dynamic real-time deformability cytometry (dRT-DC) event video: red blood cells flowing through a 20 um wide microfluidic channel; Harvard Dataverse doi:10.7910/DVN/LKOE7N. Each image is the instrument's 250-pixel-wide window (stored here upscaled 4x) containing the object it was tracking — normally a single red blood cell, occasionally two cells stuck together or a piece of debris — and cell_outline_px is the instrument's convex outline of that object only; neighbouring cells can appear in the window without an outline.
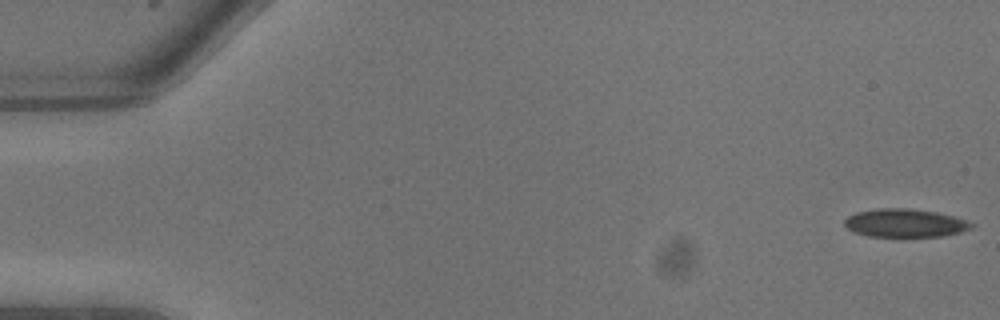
{"species": "common noctule bat (a hibernating species)", "species_latin": "Nyctalus noctula", "temperature_condition": "warm", "stored_images_in_passage": 9, "camera_frame_rate_fps": 3000, "um_per_image_px": 0.085, "animal": {"sex": "male", "body_mass_g": 13.3}, "frame": {"image": 1, "passage_image": 1, "time_ms": 0.0, "image_size_px": [1000, 320], "cell_outline_px": [[976, 224], [972, 228], [960, 232], [944, 236], [868, 236], [852, 232], [844, 224], [844, 220], [848, 216], [856, 212], [880, 208], [908, 208], [936, 212], [968, 220]], "centroid_in_image_um": [76.94, 18.95], "position_along_channel_um": 8.1, "area_um2": 20.92}}
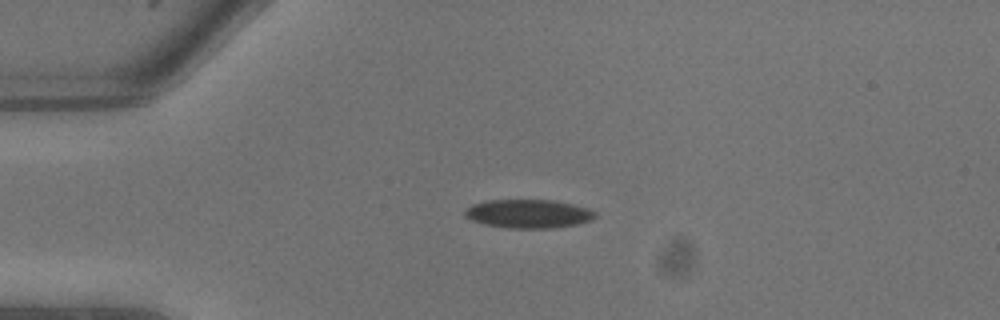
{"frame": {"image": 2, "passage_image": 6, "time_ms": 1.667, "image_size_px": [1000, 320], "cell_outline_px": [[596, 216], [592, 220], [580, 224], [552, 228], [508, 228], [484, 224], [472, 220], [464, 216], [464, 212], [472, 204], [488, 200], [556, 200], [588, 208], [596, 212]], "centroid_in_image_um": [44.95, 18.17], "position_along_channel_um": 40.1, "area_um2": 21.85}}
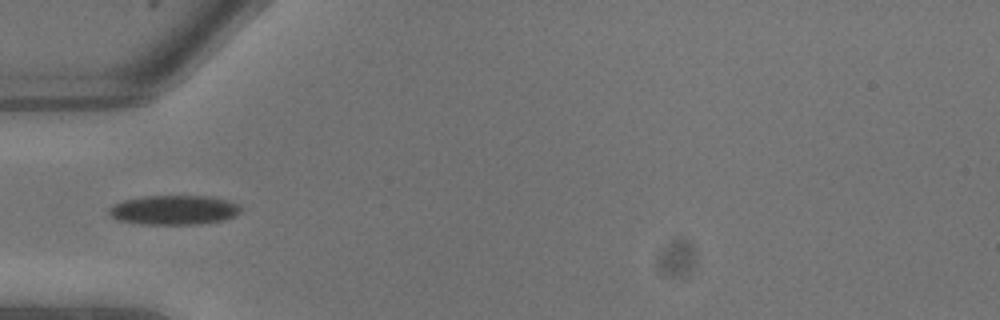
{"frame": {"image": 3, "passage_image": 8, "time_ms": 2.333, "image_size_px": [1000, 320], "cell_outline_px": [[240, 212], [236, 216], [224, 220], [200, 224], [144, 224], [116, 220], [108, 212], [108, 208], [112, 204], [124, 200], [144, 196], [208, 196], [228, 200], [236, 204], [240, 208]], "centroid_in_image_um": [14.77, 17.85], "position_along_channel_um": 70.2, "area_um2": 22.66}}